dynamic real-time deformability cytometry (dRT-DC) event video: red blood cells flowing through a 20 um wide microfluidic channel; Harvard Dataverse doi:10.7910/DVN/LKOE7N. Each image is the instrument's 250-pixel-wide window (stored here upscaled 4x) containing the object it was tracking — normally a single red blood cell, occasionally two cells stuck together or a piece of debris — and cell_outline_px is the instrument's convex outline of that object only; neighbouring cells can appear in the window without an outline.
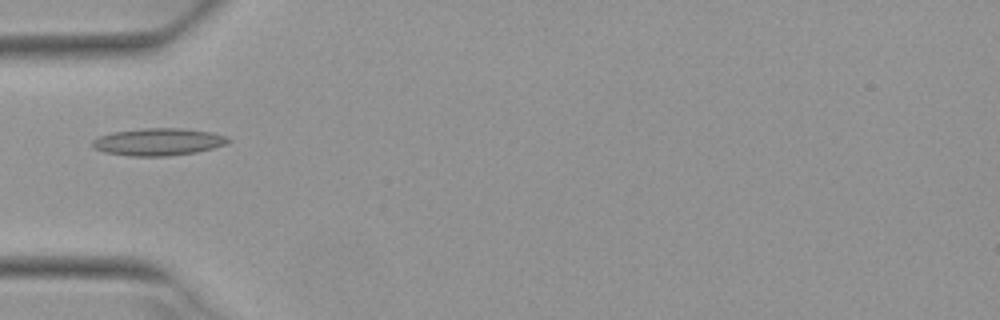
{"species": "Egyptian fruit bat (a non-hibernating species)", "species_latin": "Rousettus aegyptiacus", "temperature_condition": "warm", "stored_images_in_passage": 2, "camera_frame_rate_fps": 3000, "um_per_image_px": 0.085, "animal": {"sex": "female"}, "frame": {"image": 1, "passage_image": 1, "time_ms": 0.0, "image_size_px": [1000, 320], "cell_outline_px": [[232, 140], [224, 144], [212, 148], [196, 152], [168, 156], [132, 156], [104, 152], [92, 148], [92, 140], [100, 136], [112, 132], [144, 128], [184, 128], [212, 132], [228, 136]], "centroid_in_image_um": [13.46, 12.05], "position_along_channel_um": 71.5, "area_um2": 21.68}}
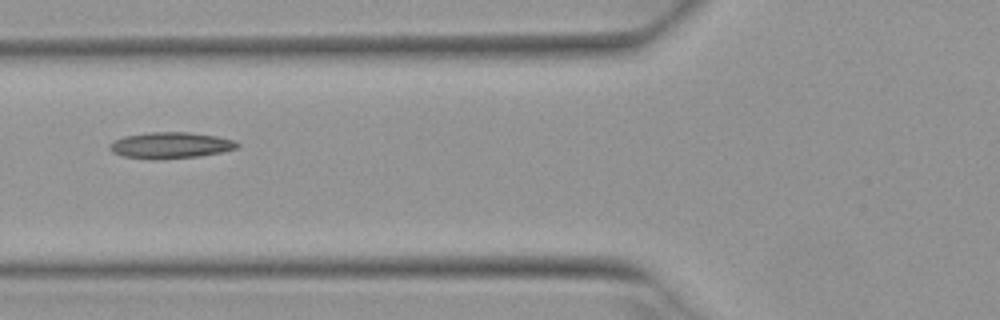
{"frame": {"image": 2, "passage_image": 2, "time_ms": 0.333, "image_size_px": [1000, 320], "cell_outline_px": [[240, 144], [236, 148], [220, 152], [200, 156], [124, 156], [112, 152], [108, 148], [108, 144], [112, 140], [124, 136], [148, 132], [188, 132], [216, 136], [236, 140]], "centroid_in_image_um": [14.51, 12.28], "position_along_channel_um": 111.3, "area_um2": 18.55}}